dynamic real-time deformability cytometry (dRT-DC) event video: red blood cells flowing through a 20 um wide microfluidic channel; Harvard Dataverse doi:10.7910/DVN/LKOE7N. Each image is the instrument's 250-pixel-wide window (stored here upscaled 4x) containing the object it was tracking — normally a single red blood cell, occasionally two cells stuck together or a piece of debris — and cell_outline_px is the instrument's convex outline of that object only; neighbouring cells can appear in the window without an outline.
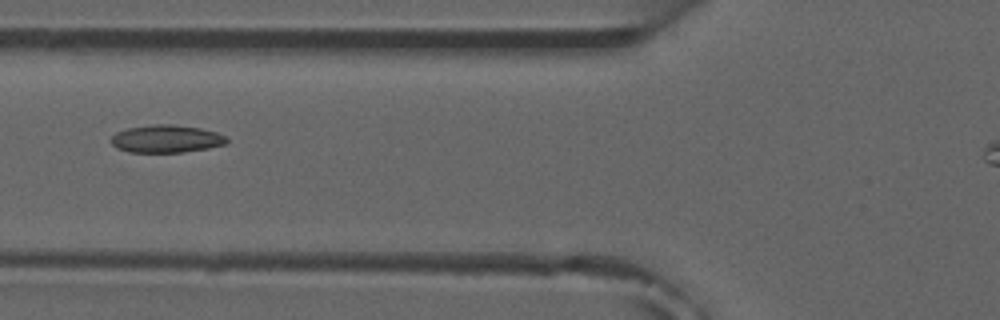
{"species": "common noctule bat (a hibernating species)", "species_latin": "Nyctalus noctula", "temperature_condition": "room temperature", "stored_images_in_passage": 6, "camera_frame_rate_fps": 3000, "um_per_image_px": 0.085, "animal": {"sex": "male", "forearm_length_mm": 52.5}, "frame": {"image": 1, "passage_image": 6, "time_ms": 6.667, "image_size_px": [1000, 320], "cell_outline_px": [[228, 144], [208, 148], [184, 152], [128, 152], [116, 148], [112, 144], [112, 136], [116, 132], [128, 128], [156, 124], [172, 124], [200, 128], [216, 132], [224, 136], [228, 140]], "centroid_in_image_um": [14.14, 11.8], "position_along_channel_um": 111.7, "area_um2": 18.61}}